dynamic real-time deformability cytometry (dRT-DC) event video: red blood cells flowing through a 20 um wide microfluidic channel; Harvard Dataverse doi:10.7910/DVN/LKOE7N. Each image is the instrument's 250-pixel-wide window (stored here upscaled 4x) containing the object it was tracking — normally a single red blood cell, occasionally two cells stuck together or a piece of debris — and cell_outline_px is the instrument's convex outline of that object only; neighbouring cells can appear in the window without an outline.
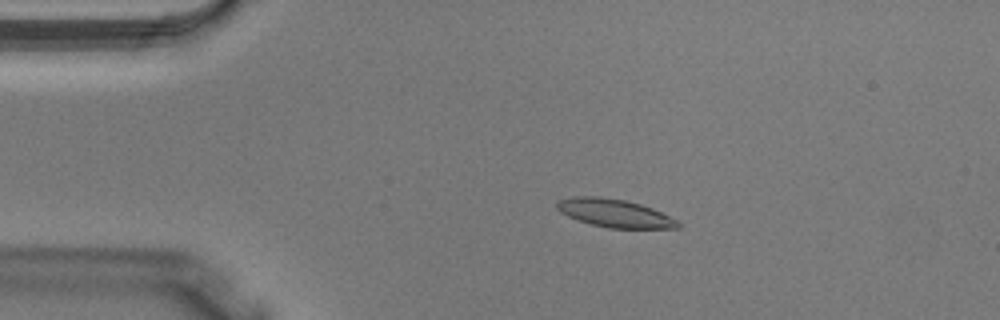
{"species": "Egyptian fruit bat (a non-hibernating species)", "species_latin": "Rousettus aegyptiacus", "temperature_condition": "warm", "stored_images_in_passage": 35, "camera_frame_rate_fps": 3000, "um_per_image_px": 0.085, "animal": {"sex": "male"}, "frame": {"image": 1, "passage_image": 4, "time_ms": 1.0, "image_size_px": [1000, 320], "cell_outline_px": [[680, 228], [608, 228], [592, 224], [568, 216], [560, 212], [556, 208], [556, 204], [560, 200], [572, 196], [600, 196], [624, 200], [640, 204], [652, 208], [676, 220], [680, 224]], "centroid_in_image_um": [52.22, 18.11], "position_along_channel_um": 32.8, "area_um2": 19.59}}
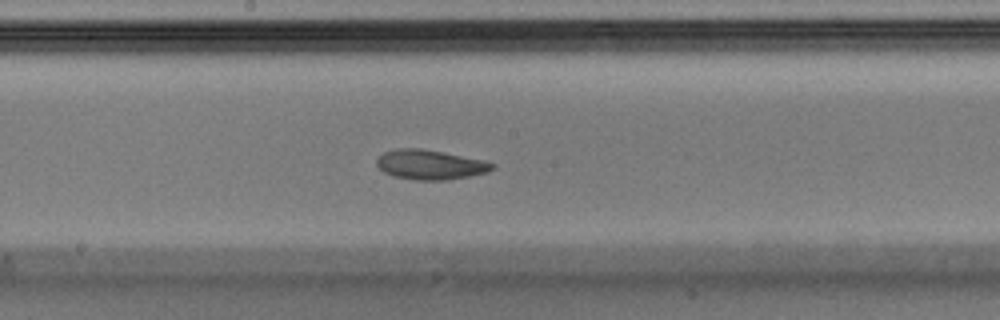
{"frame": {"image": 2, "passage_image": 17, "time_ms": 5.333, "image_size_px": [1000, 320], "cell_outline_px": [[496, 168], [488, 172], [448, 180], [416, 180], [392, 176], [384, 172], [376, 164], [376, 160], [384, 152], [396, 148], [420, 148], [484, 160], [496, 164]], "centroid_in_image_um": [36.57, 14.0], "position_along_channel_um": 211.6, "area_um2": 20.0}}
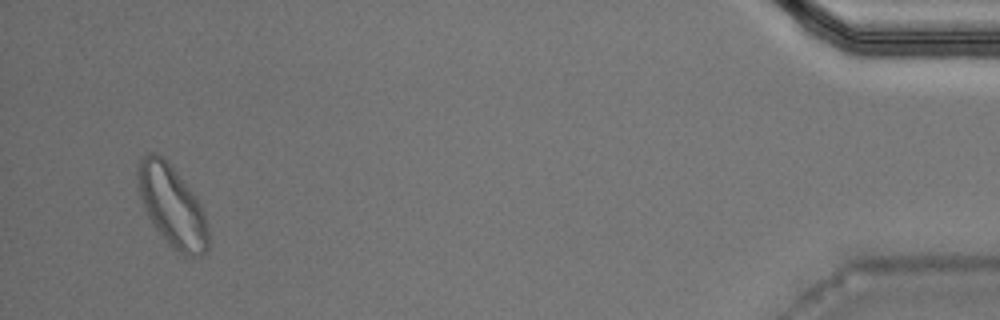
{"frame": {"image": 3, "passage_image": 34, "time_ms": 11.0, "image_size_px": [1000, 320], "cell_outline_px": [[208, 248], [200, 256], [184, 256], [176, 252], [168, 244], [156, 228], [148, 216], [144, 208], [136, 184], [136, 172], [140, 160], [148, 152], [156, 152], [168, 160], [192, 192], [204, 216], [208, 228]], "centroid_in_image_um": [14.58, 17.5], "position_along_channel_um": 420.6, "area_um2": 33.18}}